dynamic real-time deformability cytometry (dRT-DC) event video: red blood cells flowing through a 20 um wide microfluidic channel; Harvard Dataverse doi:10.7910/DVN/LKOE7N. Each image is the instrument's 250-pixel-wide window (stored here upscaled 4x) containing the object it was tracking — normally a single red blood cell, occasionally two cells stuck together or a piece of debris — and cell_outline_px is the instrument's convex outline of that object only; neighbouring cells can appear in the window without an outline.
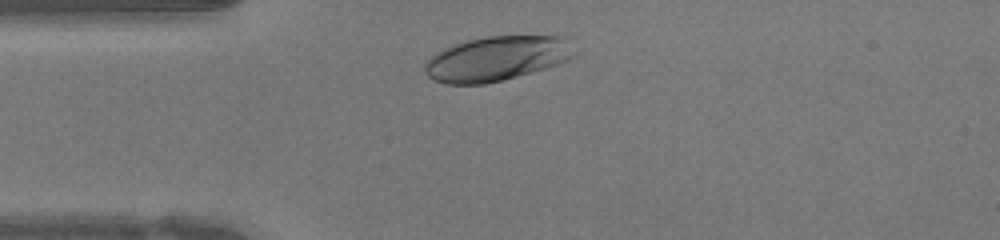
{"species": "human", "species_latin": "Homo sapiens", "temperature_condition": "warm", "stored_images_in_passage": 27, "camera_frame_rate_fps": 3000, "um_per_image_px": 0.085, "donor": {"sex": "female"}, "frame": {"image": 1, "passage_image": 1, "time_ms": 0.0, "image_size_px": [1000, 240], "cell_outline_px": [[576, 52], [568, 60], [544, 68], [516, 76], [484, 84], [444, 84], [432, 80], [424, 72], [424, 64], [436, 52], [444, 48], [464, 40], [488, 36], [556, 36]], "centroid_in_image_um": [42.09, 4.99], "position_along_channel_um": 42.9, "area_um2": 38.26}}
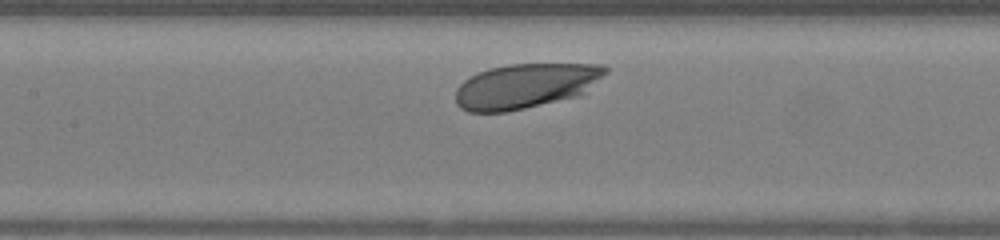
{"frame": {"image": 2, "passage_image": 11, "time_ms": 3.333, "image_size_px": [1000, 240], "cell_outline_px": [[608, 72], [584, 92], [576, 96], [508, 112], [468, 112], [460, 108], [456, 104], [456, 88], [464, 80], [488, 68], [508, 64], [604, 64], [608, 68]], "centroid_in_image_um": [44.65, 7.3], "position_along_channel_um": 162.8, "area_um2": 39.02}}
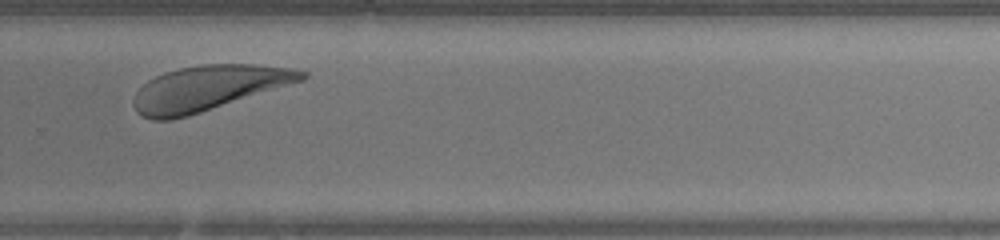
{"frame": {"image": 3, "passage_image": 22, "time_ms": 7.0, "image_size_px": [1000, 240], "cell_outline_px": [[308, 76], [304, 80], [188, 116], [168, 120], [152, 120], [136, 112], [132, 104], [136, 92], [148, 80], [164, 72], [180, 68], [200, 64], [252, 64], [292, 68], [308, 72]], "centroid_in_image_um": [17.69, 7.48], "position_along_channel_um": 312.1, "area_um2": 43.93}, "authors_computed_cell_mechanics": {"area_um2": 40.4022, "velocity_mm_per_s": 4.0913, "shape_relaxation_time_tau1_ms": 0.6383, "shape_relaxation_time_tau2_ms": 2.1661, "deformation_change_tau1": 0.0826, "deformation_change_tau2": 0.1065}}